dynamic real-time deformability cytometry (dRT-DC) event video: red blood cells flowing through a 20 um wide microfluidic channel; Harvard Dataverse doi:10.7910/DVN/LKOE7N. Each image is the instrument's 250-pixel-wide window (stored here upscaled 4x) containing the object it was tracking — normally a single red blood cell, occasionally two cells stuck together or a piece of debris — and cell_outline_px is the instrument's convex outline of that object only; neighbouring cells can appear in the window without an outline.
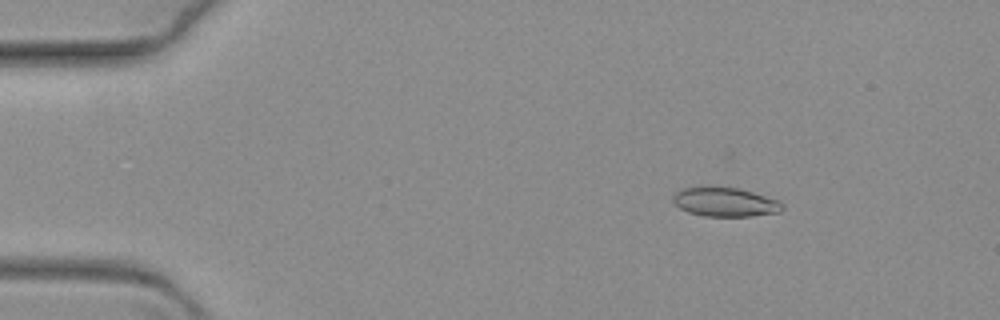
{"species": "common noctule bat (a hibernating species)", "species_latin": "Nyctalus noctula", "temperature_condition": "warm", "stored_images_in_passage": 61, "camera_frame_rate_fps": 3000, "um_per_image_px": 0.085, "animal": {"sex": "female", "body_mass_g": 19.3, "forearm_length_mm": 54.1}, "frame": {"image": 1, "passage_image": 5, "time_ms": 1.333, "image_size_px": [1000, 320], "cell_outline_px": [[784, 208], [780, 212], [752, 216], [704, 216], [688, 212], [680, 208], [672, 200], [672, 196], [676, 192], [684, 188], [740, 188], [780, 200], [784, 204]], "centroid_in_image_um": [61.69, 17.19], "position_along_channel_um": 23.3, "area_um2": 18.38}}
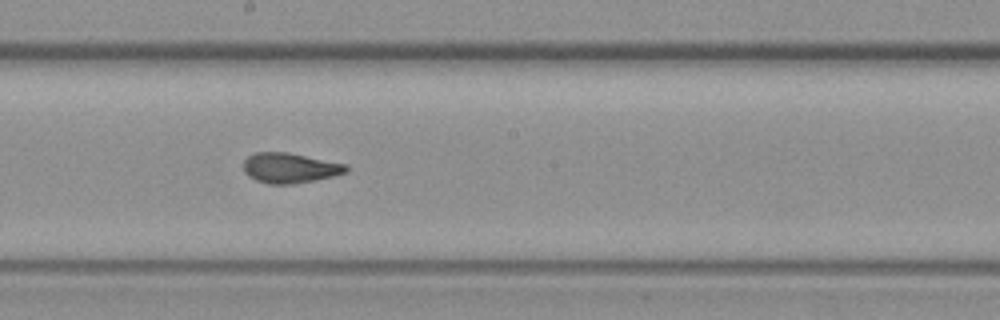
{"frame": {"image": 2, "passage_image": 32, "time_ms": 10.333, "image_size_px": [1000, 320], "cell_outline_px": [[348, 172], [336, 176], [316, 180], [292, 184], [268, 184], [256, 180], [248, 176], [244, 172], [244, 160], [248, 156], [256, 152], [288, 152], [348, 164]], "centroid_in_image_um": [24.67, 14.28], "position_along_channel_um": 223.5, "area_um2": 18.26}}
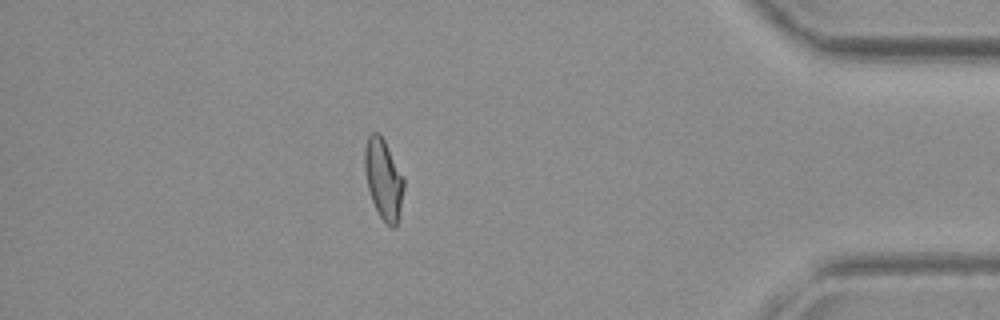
{"frame": {"image": 3, "passage_image": 53, "time_ms": 17.333, "image_size_px": [1000, 320], "cell_outline_px": [[404, 188], [396, 228], [392, 228], [380, 216], [372, 200], [368, 188], [364, 168], [364, 148], [368, 136], [372, 132], [380, 132], [404, 176]], "centroid_in_image_um": [32.59, 15.17], "position_along_channel_um": 402.6, "area_um2": 18.32}}